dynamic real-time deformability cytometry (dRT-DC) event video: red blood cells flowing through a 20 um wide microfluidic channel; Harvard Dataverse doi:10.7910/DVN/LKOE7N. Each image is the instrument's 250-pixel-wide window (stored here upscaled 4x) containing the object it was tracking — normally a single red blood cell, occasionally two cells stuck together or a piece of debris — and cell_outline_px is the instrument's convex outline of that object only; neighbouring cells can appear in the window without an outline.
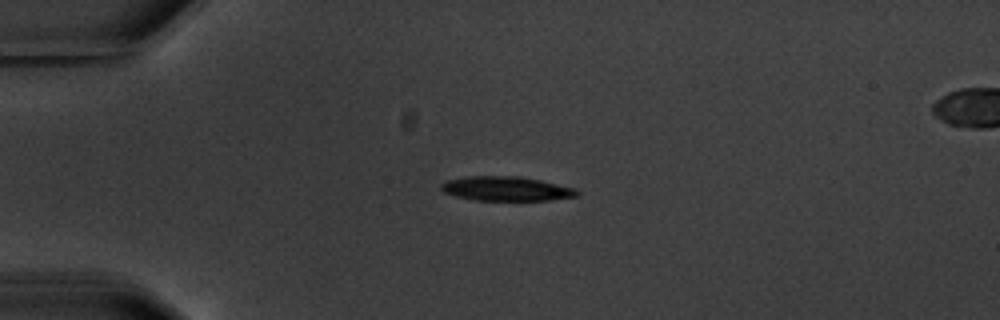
{"species": "common noctule bat (a hibernating species)", "species_latin": "Nyctalus noctula", "temperature_condition": "warm", "stored_images_in_passage": 6, "segment_of_instrument_passage": [1, 2], "camera_frame_rate_fps": 3000, "um_per_image_px": 0.085, "animal": {"sex": "male", "body_mass_g": 20.1, "forearm_length_mm": 53.5}, "frame": {"image": 1, "passage_image": 4, "time_ms": 3.667, "image_size_px": [1000, 320], "cell_outline_px": [[580, 196], [548, 200], [476, 200], [456, 196], [444, 192], [440, 188], [440, 184], [444, 180], [468, 176], [520, 176], [540, 180], [576, 188], [580, 192]], "centroid_in_image_um": [43.04, 16.03], "position_along_channel_um": 42.0, "area_um2": 19.42}}